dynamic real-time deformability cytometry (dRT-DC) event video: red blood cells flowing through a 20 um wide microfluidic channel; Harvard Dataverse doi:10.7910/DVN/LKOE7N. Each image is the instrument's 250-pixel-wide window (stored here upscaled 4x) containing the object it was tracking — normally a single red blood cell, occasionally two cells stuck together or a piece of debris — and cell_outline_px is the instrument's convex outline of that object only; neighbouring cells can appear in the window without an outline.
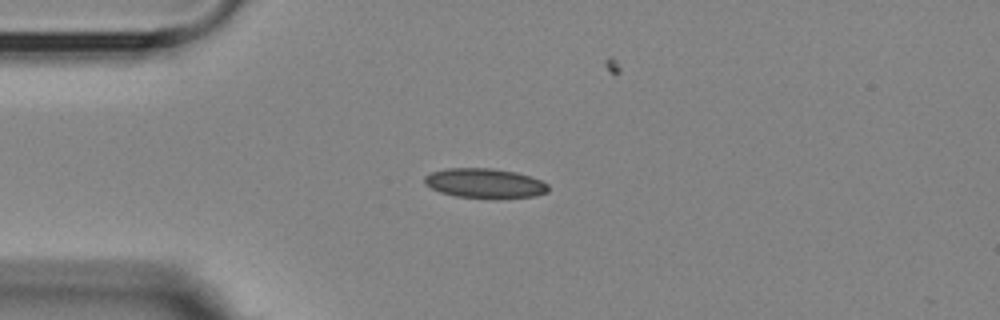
{"species": "Egyptian fruit bat (a non-hibernating species)", "species_latin": "Rousettus aegyptiacus", "temperature_condition": "room temperature", "stored_images_in_passage": 3, "camera_frame_rate_fps": 3000, "um_per_image_px": 0.085, "animal": {"sex": "female"}, "frame": {"image": 1, "passage_image": 1, "time_ms": 0.0, "image_size_px": [1000, 320], "cell_outline_px": [[548, 192], [536, 196], [496, 200], [456, 196], [440, 192], [424, 184], [424, 176], [432, 172], [448, 168], [492, 168], [516, 172], [540, 180], [548, 184]], "centroid_in_image_um": [41.22, 15.6], "position_along_channel_um": 43.8, "area_um2": 21.79}}
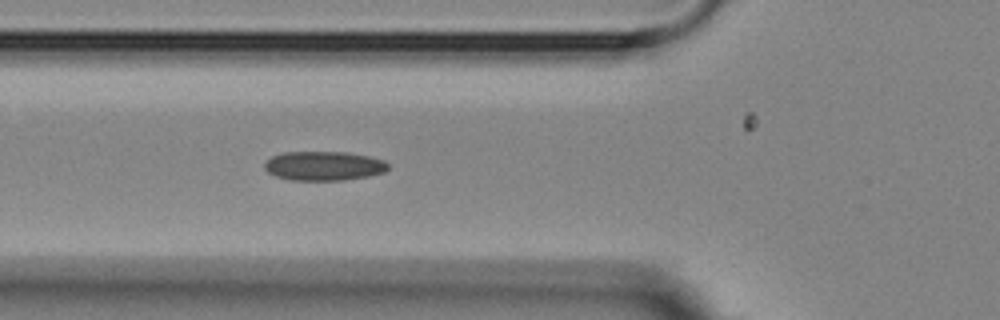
{"frame": {"image": 2, "passage_image": 3, "time_ms": 2.0, "image_size_px": [1000, 320], "cell_outline_px": [[388, 168], [384, 172], [368, 176], [344, 180], [288, 180], [276, 176], [268, 172], [264, 168], [264, 164], [272, 156], [284, 152], [348, 152], [368, 156], [384, 160], [388, 164]], "centroid_in_image_um": [27.52, 14.1], "position_along_channel_um": 98.3, "area_um2": 21.04}}